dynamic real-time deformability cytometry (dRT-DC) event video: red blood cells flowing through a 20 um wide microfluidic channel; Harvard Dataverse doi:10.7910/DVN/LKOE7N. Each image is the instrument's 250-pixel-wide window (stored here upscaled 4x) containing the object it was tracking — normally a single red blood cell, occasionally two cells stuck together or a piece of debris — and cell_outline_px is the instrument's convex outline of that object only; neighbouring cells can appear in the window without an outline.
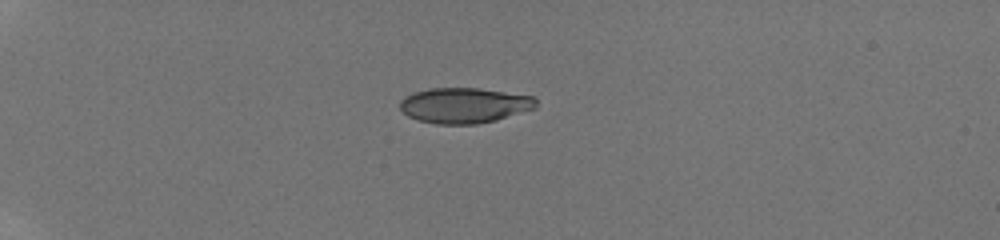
{"species": "human", "species_latin": "Homo sapiens", "temperature_condition": "room temperature", "stored_images_in_passage": 4, "camera_frame_rate_fps": 3000, "um_per_image_px": 0.085, "donor": {"sex": "male"}, "frame": {"image": 1, "passage_image": 1, "time_ms": 0.0, "image_size_px": [1000, 240], "cell_outline_px": [[536, 108], [496, 120], [476, 124], [436, 124], [420, 120], [408, 116], [400, 108], [400, 100], [404, 96], [428, 88], [476, 88], [536, 96]], "centroid_in_image_um": [39.48, 8.95], "position_along_channel_um": 45.5, "area_um2": 28.03}}
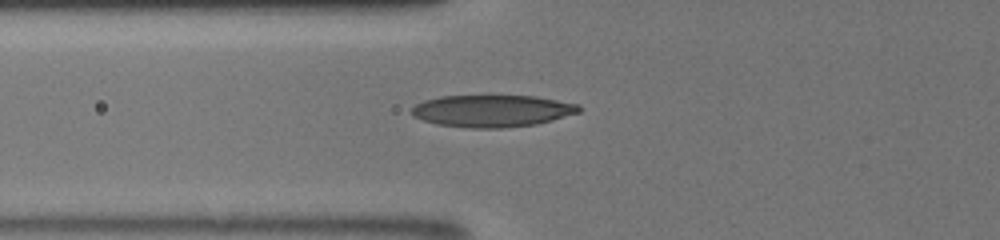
{"frame": {"image": 2, "passage_image": 4, "time_ms": 2.333, "image_size_px": [1000, 240], "cell_outline_px": [[580, 112], [552, 120], [536, 124], [500, 128], [472, 128], [436, 124], [412, 116], [412, 108], [416, 104], [424, 100], [440, 96], [488, 92], [536, 96], [580, 104]], "centroid_in_image_um": [41.83, 9.36], "position_along_channel_um": 84.0, "area_um2": 32.54}}